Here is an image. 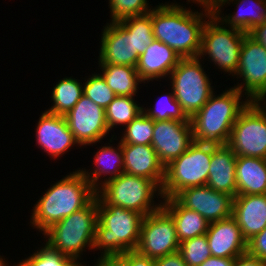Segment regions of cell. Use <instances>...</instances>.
I'll use <instances>...</instances> for the list:
<instances>
[{
  "label": "cell",
  "mask_w": 266,
  "mask_h": 266,
  "mask_svg": "<svg viewBox=\"0 0 266 266\" xmlns=\"http://www.w3.org/2000/svg\"><path fill=\"white\" fill-rule=\"evenodd\" d=\"M154 266H188L179 252L155 259Z\"/></svg>",
  "instance_id": "cell-40"
},
{
  "label": "cell",
  "mask_w": 266,
  "mask_h": 266,
  "mask_svg": "<svg viewBox=\"0 0 266 266\" xmlns=\"http://www.w3.org/2000/svg\"><path fill=\"white\" fill-rule=\"evenodd\" d=\"M97 211L93 250L99 249L102 256L137 249L144 217L141 213L115 205H97Z\"/></svg>",
  "instance_id": "cell-4"
},
{
  "label": "cell",
  "mask_w": 266,
  "mask_h": 266,
  "mask_svg": "<svg viewBox=\"0 0 266 266\" xmlns=\"http://www.w3.org/2000/svg\"><path fill=\"white\" fill-rule=\"evenodd\" d=\"M124 128L125 130L120 139L121 144L151 145L154 120L149 118L144 112L139 114Z\"/></svg>",
  "instance_id": "cell-32"
},
{
  "label": "cell",
  "mask_w": 266,
  "mask_h": 266,
  "mask_svg": "<svg viewBox=\"0 0 266 266\" xmlns=\"http://www.w3.org/2000/svg\"><path fill=\"white\" fill-rule=\"evenodd\" d=\"M212 144L193 142L178 158L165 166V177L161 187L163 198L175 197L189 187L207 184Z\"/></svg>",
  "instance_id": "cell-7"
},
{
  "label": "cell",
  "mask_w": 266,
  "mask_h": 266,
  "mask_svg": "<svg viewBox=\"0 0 266 266\" xmlns=\"http://www.w3.org/2000/svg\"><path fill=\"white\" fill-rule=\"evenodd\" d=\"M96 197V189L79 170L50 185L34 204L30 225L44 232L55 223L87 206Z\"/></svg>",
  "instance_id": "cell-2"
},
{
  "label": "cell",
  "mask_w": 266,
  "mask_h": 266,
  "mask_svg": "<svg viewBox=\"0 0 266 266\" xmlns=\"http://www.w3.org/2000/svg\"><path fill=\"white\" fill-rule=\"evenodd\" d=\"M40 249L33 254L22 259L17 266H79L75 259L59 253L56 249L50 247L47 243H43Z\"/></svg>",
  "instance_id": "cell-33"
},
{
  "label": "cell",
  "mask_w": 266,
  "mask_h": 266,
  "mask_svg": "<svg viewBox=\"0 0 266 266\" xmlns=\"http://www.w3.org/2000/svg\"><path fill=\"white\" fill-rule=\"evenodd\" d=\"M199 57L181 58L170 73L171 87L185 114L191 118L209 100L214 86Z\"/></svg>",
  "instance_id": "cell-9"
},
{
  "label": "cell",
  "mask_w": 266,
  "mask_h": 266,
  "mask_svg": "<svg viewBox=\"0 0 266 266\" xmlns=\"http://www.w3.org/2000/svg\"><path fill=\"white\" fill-rule=\"evenodd\" d=\"M83 93V95L104 109L116 97V94L108 87L102 75L95 72L83 82Z\"/></svg>",
  "instance_id": "cell-35"
},
{
  "label": "cell",
  "mask_w": 266,
  "mask_h": 266,
  "mask_svg": "<svg viewBox=\"0 0 266 266\" xmlns=\"http://www.w3.org/2000/svg\"><path fill=\"white\" fill-rule=\"evenodd\" d=\"M227 145L236 156L266 159V111L257 102L240 112Z\"/></svg>",
  "instance_id": "cell-10"
},
{
  "label": "cell",
  "mask_w": 266,
  "mask_h": 266,
  "mask_svg": "<svg viewBox=\"0 0 266 266\" xmlns=\"http://www.w3.org/2000/svg\"><path fill=\"white\" fill-rule=\"evenodd\" d=\"M105 143V146L99 147V151L94 156V169L89 172L87 169H80L86 180L97 190L101 185L113 178L120 176L124 172V160L121 142L117 147L113 144ZM104 175V176H103ZM104 177L102 181L101 178ZM108 176V177H107ZM107 177V178H106Z\"/></svg>",
  "instance_id": "cell-24"
},
{
  "label": "cell",
  "mask_w": 266,
  "mask_h": 266,
  "mask_svg": "<svg viewBox=\"0 0 266 266\" xmlns=\"http://www.w3.org/2000/svg\"><path fill=\"white\" fill-rule=\"evenodd\" d=\"M124 173L154 181L160 188L165 177V167L158 159L152 145L121 144Z\"/></svg>",
  "instance_id": "cell-19"
},
{
  "label": "cell",
  "mask_w": 266,
  "mask_h": 266,
  "mask_svg": "<svg viewBox=\"0 0 266 266\" xmlns=\"http://www.w3.org/2000/svg\"><path fill=\"white\" fill-rule=\"evenodd\" d=\"M246 35L244 31L227 27L213 13L204 24L198 57L204 60L208 56V61H212L214 67L234 76L238 70L241 45Z\"/></svg>",
  "instance_id": "cell-8"
},
{
  "label": "cell",
  "mask_w": 266,
  "mask_h": 266,
  "mask_svg": "<svg viewBox=\"0 0 266 266\" xmlns=\"http://www.w3.org/2000/svg\"><path fill=\"white\" fill-rule=\"evenodd\" d=\"M156 196L163 199L161 188L154 181L124 172L96 190L97 205L120 206L137 211L143 216L162 207V200L155 203Z\"/></svg>",
  "instance_id": "cell-6"
},
{
  "label": "cell",
  "mask_w": 266,
  "mask_h": 266,
  "mask_svg": "<svg viewBox=\"0 0 266 266\" xmlns=\"http://www.w3.org/2000/svg\"><path fill=\"white\" fill-rule=\"evenodd\" d=\"M234 262L235 259L233 258H221L210 256L199 266H233Z\"/></svg>",
  "instance_id": "cell-43"
},
{
  "label": "cell",
  "mask_w": 266,
  "mask_h": 266,
  "mask_svg": "<svg viewBox=\"0 0 266 266\" xmlns=\"http://www.w3.org/2000/svg\"><path fill=\"white\" fill-rule=\"evenodd\" d=\"M79 79L65 77L53 87L52 106L45 110L51 114L65 116L79 101L83 93V84Z\"/></svg>",
  "instance_id": "cell-28"
},
{
  "label": "cell",
  "mask_w": 266,
  "mask_h": 266,
  "mask_svg": "<svg viewBox=\"0 0 266 266\" xmlns=\"http://www.w3.org/2000/svg\"><path fill=\"white\" fill-rule=\"evenodd\" d=\"M64 117L79 146L99 143L110 132L105 109L85 95Z\"/></svg>",
  "instance_id": "cell-13"
},
{
  "label": "cell",
  "mask_w": 266,
  "mask_h": 266,
  "mask_svg": "<svg viewBox=\"0 0 266 266\" xmlns=\"http://www.w3.org/2000/svg\"><path fill=\"white\" fill-rule=\"evenodd\" d=\"M3 257L4 256L1 257L0 255V266H8L9 263L5 260V258L3 259ZM13 266H17V265L14 264Z\"/></svg>",
  "instance_id": "cell-46"
},
{
  "label": "cell",
  "mask_w": 266,
  "mask_h": 266,
  "mask_svg": "<svg viewBox=\"0 0 266 266\" xmlns=\"http://www.w3.org/2000/svg\"><path fill=\"white\" fill-rule=\"evenodd\" d=\"M230 2L232 4L235 2V5L237 4L236 12L234 11V13L230 15L226 14L225 16L224 14H220L222 13L221 8L226 4L230 5ZM213 13L227 27L247 33L256 25H260L266 21V0H222L213 9Z\"/></svg>",
  "instance_id": "cell-23"
},
{
  "label": "cell",
  "mask_w": 266,
  "mask_h": 266,
  "mask_svg": "<svg viewBox=\"0 0 266 266\" xmlns=\"http://www.w3.org/2000/svg\"><path fill=\"white\" fill-rule=\"evenodd\" d=\"M191 0H187V2H190ZM191 2H193V3H198L199 4V6H200V8H201V6L203 7V6H206V7H208L209 8V0H192Z\"/></svg>",
  "instance_id": "cell-45"
},
{
  "label": "cell",
  "mask_w": 266,
  "mask_h": 266,
  "mask_svg": "<svg viewBox=\"0 0 266 266\" xmlns=\"http://www.w3.org/2000/svg\"><path fill=\"white\" fill-rule=\"evenodd\" d=\"M233 266H266V262L245 253L244 255L235 258Z\"/></svg>",
  "instance_id": "cell-42"
},
{
  "label": "cell",
  "mask_w": 266,
  "mask_h": 266,
  "mask_svg": "<svg viewBox=\"0 0 266 266\" xmlns=\"http://www.w3.org/2000/svg\"><path fill=\"white\" fill-rule=\"evenodd\" d=\"M134 96H116L105 108L107 127L112 130L116 126L125 127L143 112L142 105L136 103Z\"/></svg>",
  "instance_id": "cell-29"
},
{
  "label": "cell",
  "mask_w": 266,
  "mask_h": 266,
  "mask_svg": "<svg viewBox=\"0 0 266 266\" xmlns=\"http://www.w3.org/2000/svg\"><path fill=\"white\" fill-rule=\"evenodd\" d=\"M147 0H109L111 22H119L128 17L148 14L153 7Z\"/></svg>",
  "instance_id": "cell-36"
},
{
  "label": "cell",
  "mask_w": 266,
  "mask_h": 266,
  "mask_svg": "<svg viewBox=\"0 0 266 266\" xmlns=\"http://www.w3.org/2000/svg\"><path fill=\"white\" fill-rule=\"evenodd\" d=\"M175 3H161L151 10L154 38L171 47L180 58L198 57L202 30L213 9L203 6L198 12Z\"/></svg>",
  "instance_id": "cell-1"
},
{
  "label": "cell",
  "mask_w": 266,
  "mask_h": 266,
  "mask_svg": "<svg viewBox=\"0 0 266 266\" xmlns=\"http://www.w3.org/2000/svg\"><path fill=\"white\" fill-rule=\"evenodd\" d=\"M35 134L36 145L53 159L64 155L76 144L79 147L64 116L47 111L42 112L36 125Z\"/></svg>",
  "instance_id": "cell-17"
},
{
  "label": "cell",
  "mask_w": 266,
  "mask_h": 266,
  "mask_svg": "<svg viewBox=\"0 0 266 266\" xmlns=\"http://www.w3.org/2000/svg\"><path fill=\"white\" fill-rule=\"evenodd\" d=\"M237 195L266 194V159L237 156Z\"/></svg>",
  "instance_id": "cell-25"
},
{
  "label": "cell",
  "mask_w": 266,
  "mask_h": 266,
  "mask_svg": "<svg viewBox=\"0 0 266 266\" xmlns=\"http://www.w3.org/2000/svg\"><path fill=\"white\" fill-rule=\"evenodd\" d=\"M166 94V95H165ZM161 94L157 100L155 107L146 108L143 106V112L154 121L178 120L181 122H191L190 118L182 110L179 102L176 100L173 90L171 93Z\"/></svg>",
  "instance_id": "cell-31"
},
{
  "label": "cell",
  "mask_w": 266,
  "mask_h": 266,
  "mask_svg": "<svg viewBox=\"0 0 266 266\" xmlns=\"http://www.w3.org/2000/svg\"><path fill=\"white\" fill-rule=\"evenodd\" d=\"M179 245L173 218L163 207L143 217L136 249L140 254L155 260L179 252Z\"/></svg>",
  "instance_id": "cell-11"
},
{
  "label": "cell",
  "mask_w": 266,
  "mask_h": 266,
  "mask_svg": "<svg viewBox=\"0 0 266 266\" xmlns=\"http://www.w3.org/2000/svg\"><path fill=\"white\" fill-rule=\"evenodd\" d=\"M98 65L102 71L100 74L116 96H136L138 85L145 83L138 75L136 67L113 64Z\"/></svg>",
  "instance_id": "cell-27"
},
{
  "label": "cell",
  "mask_w": 266,
  "mask_h": 266,
  "mask_svg": "<svg viewBox=\"0 0 266 266\" xmlns=\"http://www.w3.org/2000/svg\"><path fill=\"white\" fill-rule=\"evenodd\" d=\"M99 266H130L129 260L123 254H108L96 259Z\"/></svg>",
  "instance_id": "cell-38"
},
{
  "label": "cell",
  "mask_w": 266,
  "mask_h": 266,
  "mask_svg": "<svg viewBox=\"0 0 266 266\" xmlns=\"http://www.w3.org/2000/svg\"><path fill=\"white\" fill-rule=\"evenodd\" d=\"M180 60V56L171 47L154 39L153 43L139 56L136 70L145 83L153 80L158 81L164 77H169Z\"/></svg>",
  "instance_id": "cell-20"
},
{
  "label": "cell",
  "mask_w": 266,
  "mask_h": 266,
  "mask_svg": "<svg viewBox=\"0 0 266 266\" xmlns=\"http://www.w3.org/2000/svg\"><path fill=\"white\" fill-rule=\"evenodd\" d=\"M247 35L266 48V21L253 27Z\"/></svg>",
  "instance_id": "cell-41"
},
{
  "label": "cell",
  "mask_w": 266,
  "mask_h": 266,
  "mask_svg": "<svg viewBox=\"0 0 266 266\" xmlns=\"http://www.w3.org/2000/svg\"><path fill=\"white\" fill-rule=\"evenodd\" d=\"M97 222L95 197L87 206L55 223L42 234L50 247L80 263L85 248L93 250Z\"/></svg>",
  "instance_id": "cell-5"
},
{
  "label": "cell",
  "mask_w": 266,
  "mask_h": 266,
  "mask_svg": "<svg viewBox=\"0 0 266 266\" xmlns=\"http://www.w3.org/2000/svg\"><path fill=\"white\" fill-rule=\"evenodd\" d=\"M191 122L154 121L152 147L165 166L178 158L193 143Z\"/></svg>",
  "instance_id": "cell-15"
},
{
  "label": "cell",
  "mask_w": 266,
  "mask_h": 266,
  "mask_svg": "<svg viewBox=\"0 0 266 266\" xmlns=\"http://www.w3.org/2000/svg\"><path fill=\"white\" fill-rule=\"evenodd\" d=\"M98 64H113L136 67L139 56L134 53L133 34L120 22L103 26Z\"/></svg>",
  "instance_id": "cell-16"
},
{
  "label": "cell",
  "mask_w": 266,
  "mask_h": 266,
  "mask_svg": "<svg viewBox=\"0 0 266 266\" xmlns=\"http://www.w3.org/2000/svg\"><path fill=\"white\" fill-rule=\"evenodd\" d=\"M119 22L133 34L134 53H137L138 56L142 55L155 39L151 11L148 14L128 17Z\"/></svg>",
  "instance_id": "cell-30"
},
{
  "label": "cell",
  "mask_w": 266,
  "mask_h": 266,
  "mask_svg": "<svg viewBox=\"0 0 266 266\" xmlns=\"http://www.w3.org/2000/svg\"><path fill=\"white\" fill-rule=\"evenodd\" d=\"M242 97L245 96L233 87L219 95L213 93L190 118L193 141L200 144H227L238 115L250 102Z\"/></svg>",
  "instance_id": "cell-3"
},
{
  "label": "cell",
  "mask_w": 266,
  "mask_h": 266,
  "mask_svg": "<svg viewBox=\"0 0 266 266\" xmlns=\"http://www.w3.org/2000/svg\"><path fill=\"white\" fill-rule=\"evenodd\" d=\"M247 253L266 262V228L247 242Z\"/></svg>",
  "instance_id": "cell-37"
},
{
  "label": "cell",
  "mask_w": 266,
  "mask_h": 266,
  "mask_svg": "<svg viewBox=\"0 0 266 266\" xmlns=\"http://www.w3.org/2000/svg\"><path fill=\"white\" fill-rule=\"evenodd\" d=\"M162 207L172 216L181 242L206 234L209 222L196 211L183 207L174 197L163 198Z\"/></svg>",
  "instance_id": "cell-26"
},
{
  "label": "cell",
  "mask_w": 266,
  "mask_h": 266,
  "mask_svg": "<svg viewBox=\"0 0 266 266\" xmlns=\"http://www.w3.org/2000/svg\"><path fill=\"white\" fill-rule=\"evenodd\" d=\"M236 154L227 145H213L207 186L228 193L235 197L237 195L236 185Z\"/></svg>",
  "instance_id": "cell-22"
},
{
  "label": "cell",
  "mask_w": 266,
  "mask_h": 266,
  "mask_svg": "<svg viewBox=\"0 0 266 266\" xmlns=\"http://www.w3.org/2000/svg\"><path fill=\"white\" fill-rule=\"evenodd\" d=\"M129 260L130 266H154L155 260L148 256L140 254L137 250H131L123 253Z\"/></svg>",
  "instance_id": "cell-39"
},
{
  "label": "cell",
  "mask_w": 266,
  "mask_h": 266,
  "mask_svg": "<svg viewBox=\"0 0 266 266\" xmlns=\"http://www.w3.org/2000/svg\"><path fill=\"white\" fill-rule=\"evenodd\" d=\"M179 253L188 266H199L208 257L212 256L206 234L181 242Z\"/></svg>",
  "instance_id": "cell-34"
},
{
  "label": "cell",
  "mask_w": 266,
  "mask_h": 266,
  "mask_svg": "<svg viewBox=\"0 0 266 266\" xmlns=\"http://www.w3.org/2000/svg\"><path fill=\"white\" fill-rule=\"evenodd\" d=\"M82 263H83V262H81L79 266H86L85 263H83V264H82ZM84 264H85V265H84ZM94 266H99V265H98L97 263H94Z\"/></svg>",
  "instance_id": "cell-47"
},
{
  "label": "cell",
  "mask_w": 266,
  "mask_h": 266,
  "mask_svg": "<svg viewBox=\"0 0 266 266\" xmlns=\"http://www.w3.org/2000/svg\"><path fill=\"white\" fill-rule=\"evenodd\" d=\"M256 102L266 111V91Z\"/></svg>",
  "instance_id": "cell-44"
},
{
  "label": "cell",
  "mask_w": 266,
  "mask_h": 266,
  "mask_svg": "<svg viewBox=\"0 0 266 266\" xmlns=\"http://www.w3.org/2000/svg\"><path fill=\"white\" fill-rule=\"evenodd\" d=\"M232 216L248 242L266 228V194L236 195L233 199Z\"/></svg>",
  "instance_id": "cell-21"
},
{
  "label": "cell",
  "mask_w": 266,
  "mask_h": 266,
  "mask_svg": "<svg viewBox=\"0 0 266 266\" xmlns=\"http://www.w3.org/2000/svg\"><path fill=\"white\" fill-rule=\"evenodd\" d=\"M242 78L233 88L256 102L266 91V48L248 35L241 45L238 70L234 77ZM245 91V92H244Z\"/></svg>",
  "instance_id": "cell-12"
},
{
  "label": "cell",
  "mask_w": 266,
  "mask_h": 266,
  "mask_svg": "<svg viewBox=\"0 0 266 266\" xmlns=\"http://www.w3.org/2000/svg\"><path fill=\"white\" fill-rule=\"evenodd\" d=\"M183 207L196 211L209 223L232 215L234 197L207 185L189 187L174 197Z\"/></svg>",
  "instance_id": "cell-14"
},
{
  "label": "cell",
  "mask_w": 266,
  "mask_h": 266,
  "mask_svg": "<svg viewBox=\"0 0 266 266\" xmlns=\"http://www.w3.org/2000/svg\"><path fill=\"white\" fill-rule=\"evenodd\" d=\"M206 238L214 257L235 259L247 253V241L232 215L209 223Z\"/></svg>",
  "instance_id": "cell-18"
}]
</instances>
